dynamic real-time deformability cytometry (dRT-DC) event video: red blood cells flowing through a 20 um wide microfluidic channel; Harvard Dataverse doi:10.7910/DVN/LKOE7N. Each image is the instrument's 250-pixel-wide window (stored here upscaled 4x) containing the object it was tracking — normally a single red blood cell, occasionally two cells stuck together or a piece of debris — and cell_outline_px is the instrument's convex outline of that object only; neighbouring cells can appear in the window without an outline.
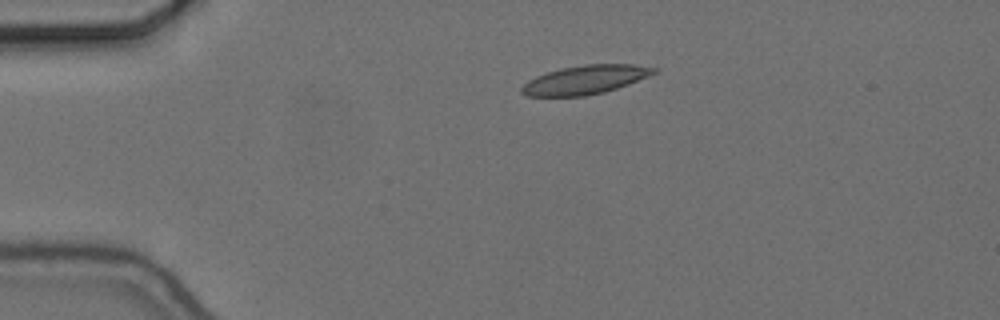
{"species": "common noctule bat (a hibernating species)", "species_latin": "Nyctalus noctula", "temperature_condition": "cold", "stored_images_in_passage": 45, "camera_frame_rate_fps": 3000, "um_per_image_px": 0.085, "animal": {"sex": "female", "body_mass_g": 24.6, "forearm_length_mm": 56.2}, "frame": {"image": 1, "passage_image": 1, "time_ms": 0.0, "image_size_px": [1000, 320], "cell_outline_px": [[656, 72], [648, 76], [628, 84], [604, 92], [584, 96], [528, 96], [520, 92], [520, 88], [528, 80], [536, 76], [560, 68], [584, 64], [632, 64], [656, 68]], "centroid_in_image_um": [49.7, 6.78], "position_along_channel_um": 35.3, "area_um2": 22.02}}
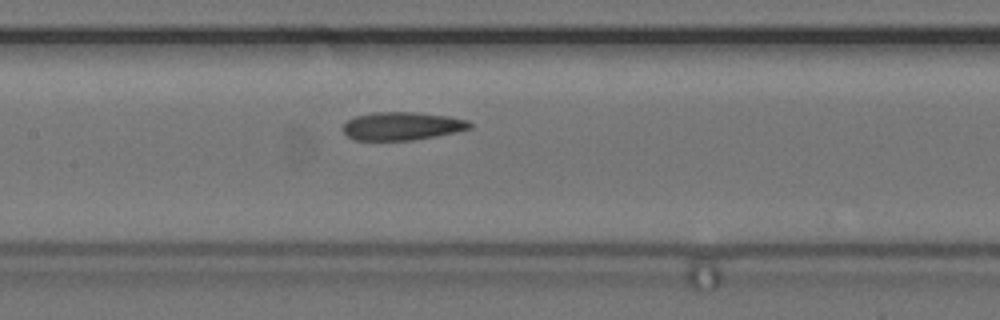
{"frame": {"image": 2, "passage_image": 16, "time_ms": 5.0, "image_size_px": [1000, 320], "cell_outline_px": [[472, 128], [456, 132], [436, 136], [412, 140], [352, 140], [344, 132], [344, 124], [348, 120], [356, 116], [372, 112], [416, 112], [448, 116], [468, 120], [472, 124]], "centroid_in_image_um": [34.19, 10.71], "position_along_channel_um": 173.2, "area_um2": 20.81}}
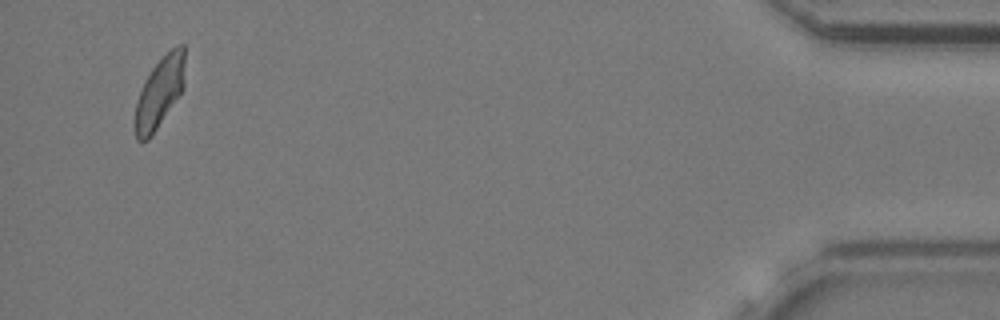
{"frame": {"image": 3, "passage_image": 43, "time_ms": 14.0, "image_size_px": [1000, 320], "cell_outline_px": [[184, 88], [152, 136], [148, 140], [136, 140], [136, 104], [144, 80], [152, 68], [176, 44], [184, 44]], "centroid_in_image_um": [13.59, 7.84], "position_along_channel_um": 421.6, "area_um2": 20.17}, "authors_computed_cell_mechanics": {"area_um2": 21.5594, "velocity_mm_per_s": 3.6428, "shape_relaxation_time_tau1_ms": null, "shape_relaxation_time_tau2_ms": 3.6335, "deformation_change_tau1": null, "deformation_change_tau2": 0.114}}